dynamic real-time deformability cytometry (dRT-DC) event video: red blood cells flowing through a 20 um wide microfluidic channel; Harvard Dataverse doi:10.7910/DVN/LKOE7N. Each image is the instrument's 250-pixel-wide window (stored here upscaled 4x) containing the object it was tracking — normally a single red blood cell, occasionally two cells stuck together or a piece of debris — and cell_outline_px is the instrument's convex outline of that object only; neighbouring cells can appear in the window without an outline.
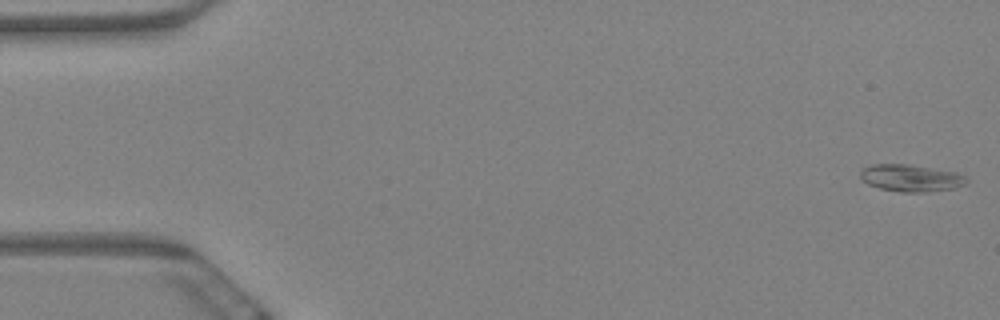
{"species": "Egyptian fruit bat (a non-hibernating species)", "species_latin": "Rousettus aegyptiacus", "temperature_condition": "warm", "stored_images_in_passage": 7, "camera_frame_rate_fps": 3000, "um_per_image_px": 0.085, "animal": {"sex": "female"}, "frame": {"image": 1, "passage_image": 1, "time_ms": 0.0, "image_size_px": [1000, 320], "cell_outline_px": [[968, 180], [964, 184], [956, 188], [924, 192], [900, 192], [880, 188], [868, 184], [860, 176], [860, 172], [864, 168], [872, 164], [908, 164], [956, 172], [964, 176]], "centroid_in_image_um": [77.43, 15.13], "position_along_channel_um": 7.6, "area_um2": 16.59}}
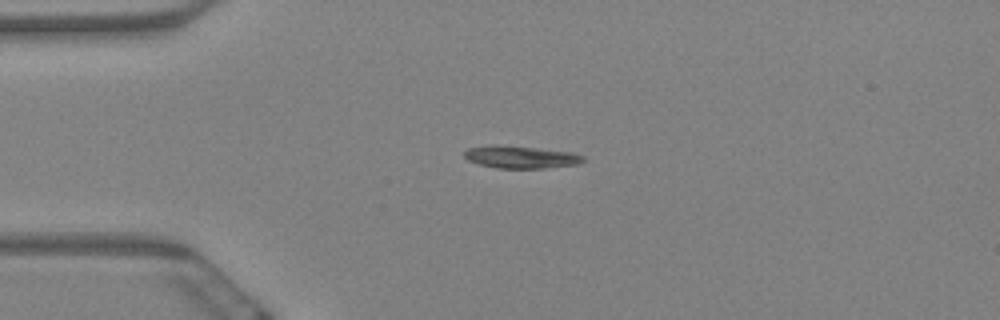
{"frame": {"image": 2, "passage_image": 5, "time_ms": 1.333, "image_size_px": [1000, 320], "cell_outline_px": [[584, 160], [576, 164], [544, 168], [496, 168], [480, 164], [468, 160], [464, 156], [464, 152], [468, 148], [488, 144], [496, 144], [536, 148], [572, 152], [584, 156]], "centroid_in_image_um": [44.22, 13.33], "position_along_channel_um": 40.8, "area_um2": 15.49}}
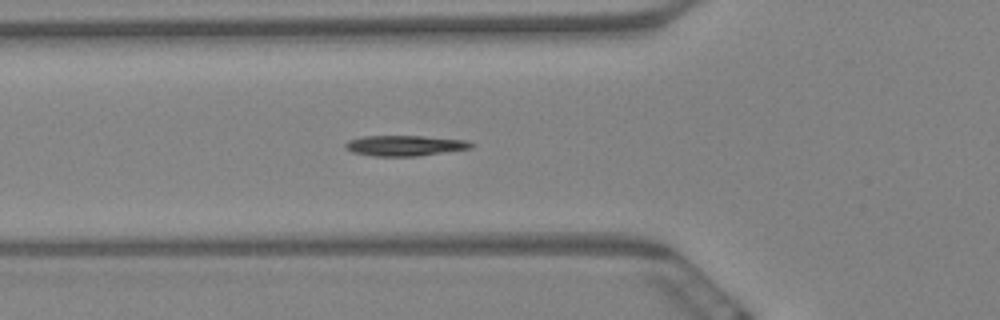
{"frame": {"image": 3, "passage_image": 7, "time_ms": 2.0, "image_size_px": [1000, 320], "cell_outline_px": [[476, 144], [472, 148], [416, 156], [372, 156], [352, 152], [344, 144], [348, 140], [364, 136], [424, 136], [468, 140]], "centroid_in_image_um": [34.46, 12.37], "position_along_channel_um": 91.3, "area_um2": 15.03}}